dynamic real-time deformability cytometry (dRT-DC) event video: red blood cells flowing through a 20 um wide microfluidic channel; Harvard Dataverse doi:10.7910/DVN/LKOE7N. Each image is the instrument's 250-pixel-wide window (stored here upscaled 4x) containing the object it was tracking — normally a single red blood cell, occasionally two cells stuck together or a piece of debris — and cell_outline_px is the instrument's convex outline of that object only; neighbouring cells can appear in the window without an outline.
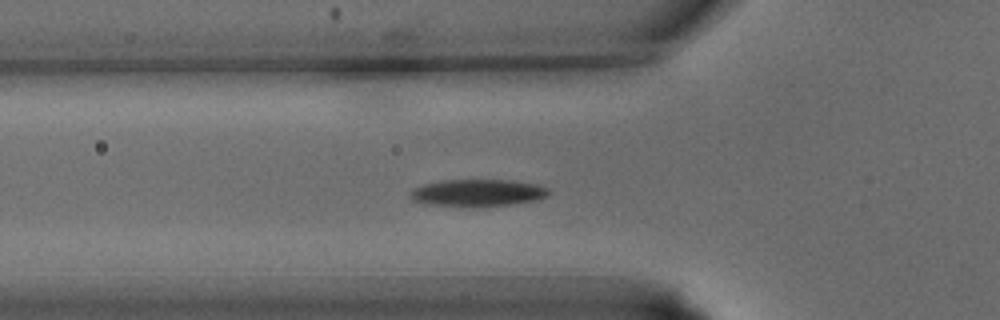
{"species": "common noctule bat (a hibernating species)", "species_latin": "Nyctalus noctula", "temperature_condition": "warm", "stored_images_in_passage": 30, "camera_frame_rate_fps": 3000, "um_per_image_px": 0.085, "animal": {"sex": "male", "body_mass_g": 15.6}, "frame": {"image": 1, "passage_image": 5, "time_ms": 1.333, "image_size_px": [1000, 320], "cell_outline_px": [[552, 192], [548, 196], [536, 200], [512, 204], [472, 208], [468, 208], [428, 204], [416, 200], [408, 196], [412, 188], [424, 184], [440, 180], [512, 180], [536, 184], [552, 188]], "centroid_in_image_um": [40.64, 16.4], "position_along_channel_um": 85.2, "area_um2": 22.43}}
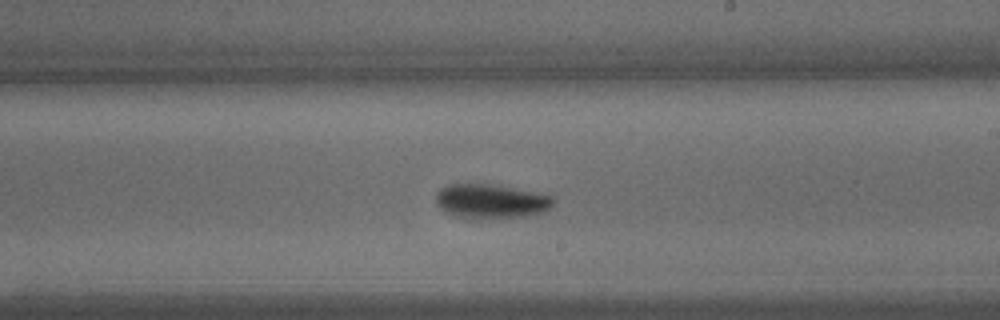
{"frame": {"image": 2, "passage_image": 14, "time_ms": 4.333, "image_size_px": [1000, 320], "cell_outline_px": [[552, 204], [544, 212], [528, 216], [456, 216], [444, 212], [436, 204], [436, 192], [440, 188], [448, 184], [488, 184], [512, 188], [552, 196]], "centroid_in_image_um": [41.67, 17.07], "position_along_channel_um": 247.3, "area_um2": 22.54}}
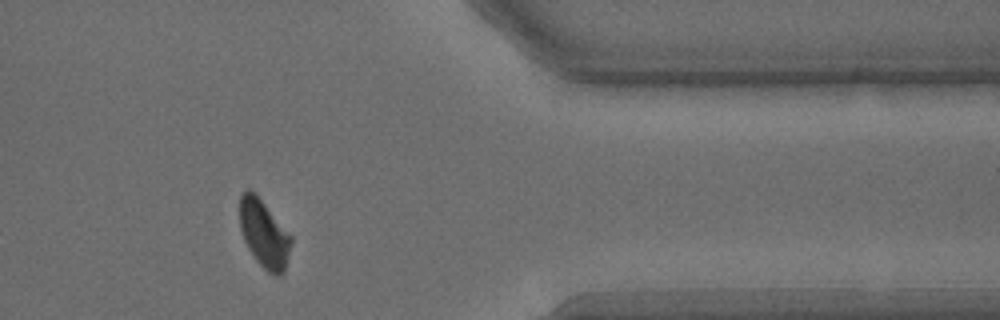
{"frame": {"image": 3, "passage_image": 23, "time_ms": 7.333, "image_size_px": [1000, 320], "cell_outline_px": [[292, 244], [284, 272], [280, 276], [276, 276], [268, 272], [256, 260], [248, 248], [244, 240], [240, 228], [240, 196], [248, 188], [264, 204], [292, 236]], "centroid_in_image_um": [22.46, 19.92], "position_along_channel_um": 388.9, "area_um2": 19.94}}